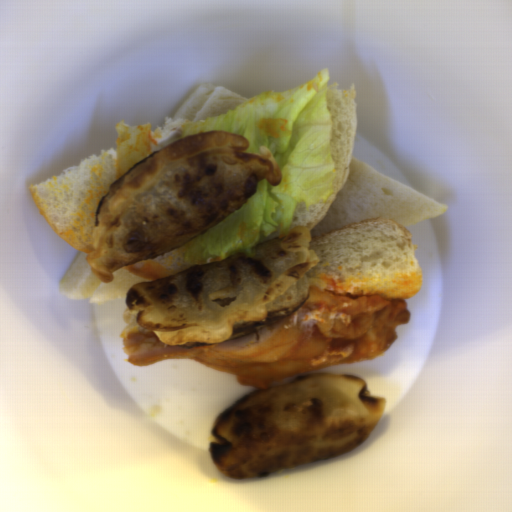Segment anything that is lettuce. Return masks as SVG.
Wrapping results in <instances>:
<instances>
[{
	"instance_id": "1",
	"label": "lettuce",
	"mask_w": 512,
	"mask_h": 512,
	"mask_svg": "<svg viewBox=\"0 0 512 512\" xmlns=\"http://www.w3.org/2000/svg\"><path fill=\"white\" fill-rule=\"evenodd\" d=\"M331 73L323 69L288 90L265 91L223 115L183 125L181 140L222 131L247 138V152L265 146L281 171L278 185L258 181L253 195L205 233L172 249L187 266L216 263L287 234L297 205L324 203L332 194L337 164L331 145L333 115L326 105Z\"/></svg>"
},
{
	"instance_id": "2",
	"label": "lettuce",
	"mask_w": 512,
	"mask_h": 512,
	"mask_svg": "<svg viewBox=\"0 0 512 512\" xmlns=\"http://www.w3.org/2000/svg\"><path fill=\"white\" fill-rule=\"evenodd\" d=\"M152 123L128 126L126 121L114 125L117 133L115 181L125 175L136 163L152 155Z\"/></svg>"
}]
</instances>
